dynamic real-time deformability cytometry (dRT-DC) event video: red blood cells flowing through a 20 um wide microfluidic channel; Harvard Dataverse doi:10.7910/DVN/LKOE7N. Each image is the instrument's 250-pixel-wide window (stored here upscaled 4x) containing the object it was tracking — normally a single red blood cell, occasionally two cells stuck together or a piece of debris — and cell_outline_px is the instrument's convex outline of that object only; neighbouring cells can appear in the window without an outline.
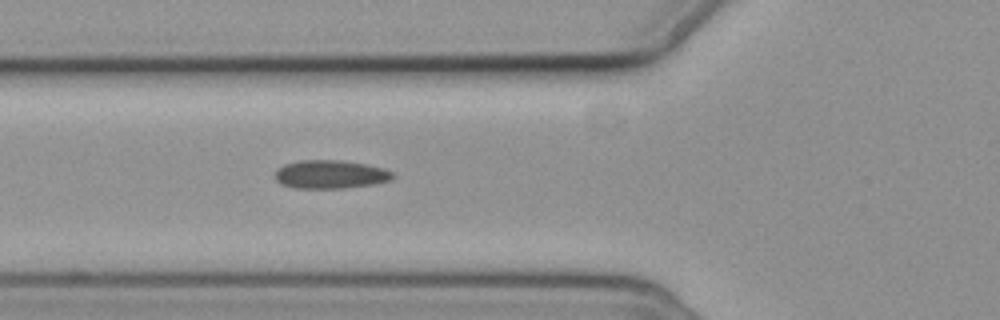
{"species": "common noctule bat (a hibernating species)", "species_latin": "Nyctalus noctula", "temperature_condition": "cold", "stored_images_in_passage": 3, "camera_frame_rate_fps": 3000, "um_per_image_px": 0.085, "animal": {"sex": "female", "body_mass_g": 19.3, "forearm_length_mm": 54.1}, "frame": {"image": 1, "passage_image": 3, "time_ms": 2.333, "image_size_px": [1000, 320], "cell_outline_px": [[396, 176], [392, 180], [372, 184], [344, 188], [296, 188], [280, 184], [276, 180], [276, 168], [284, 164], [300, 160], [340, 160], [364, 164], [384, 168], [392, 172]], "centroid_in_image_um": [28.08, 14.82], "position_along_channel_um": 97.7, "area_um2": 19.54}}